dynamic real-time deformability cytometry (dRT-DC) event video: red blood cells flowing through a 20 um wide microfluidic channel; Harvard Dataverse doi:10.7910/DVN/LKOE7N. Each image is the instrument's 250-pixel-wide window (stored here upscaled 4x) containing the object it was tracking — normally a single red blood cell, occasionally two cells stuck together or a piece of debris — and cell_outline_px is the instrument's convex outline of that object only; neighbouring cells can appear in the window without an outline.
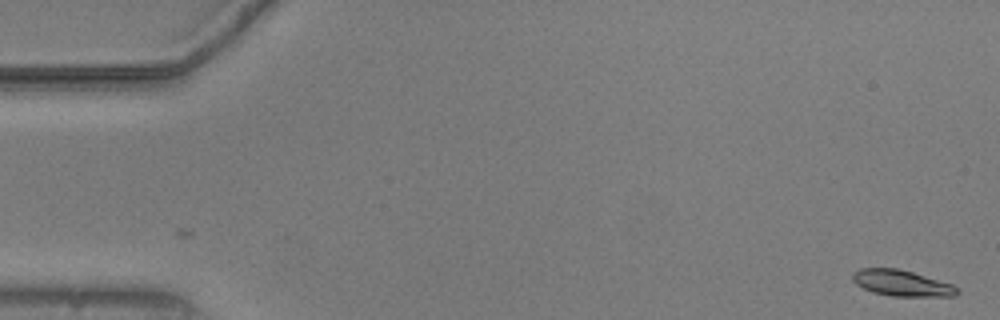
{"species": "common noctule bat (a hibernating species)", "species_latin": "Nyctalus noctula", "temperature_condition": "warm", "stored_images_in_passage": 54, "camera_frame_rate_fps": 3000, "um_per_image_px": 0.085, "animal": {"sex": "male", "body_mass_g": 20.5, "forearm_length_mm": 52.5}, "frame": {"image": 1, "passage_image": 1, "time_ms": 0.0, "image_size_px": [1000, 320], "cell_outline_px": [[960, 292], [956, 296], [892, 296], [872, 292], [856, 284], [852, 280], [852, 272], [860, 268], [896, 268], [912, 272], [952, 284], [960, 288]], "centroid_in_image_um": [76.65, 24.06], "position_along_channel_um": 8.3, "area_um2": 15.9}}
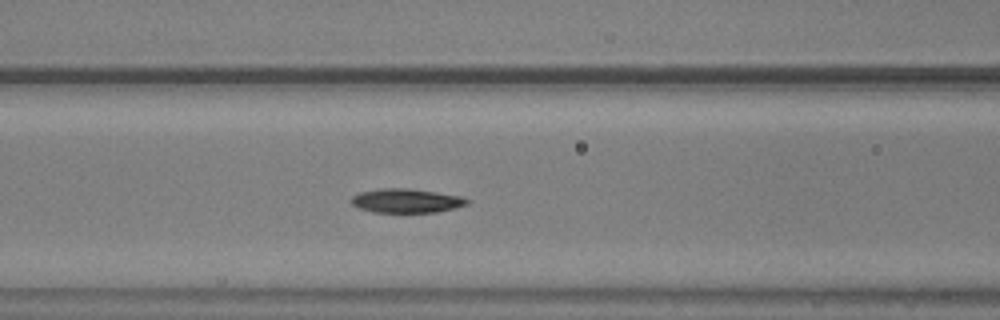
{"frame": {"image": 2, "passage_image": 22, "time_ms": 7.0, "image_size_px": [1000, 320], "cell_outline_px": [[468, 204], [436, 212], [372, 212], [360, 208], [352, 204], [348, 200], [352, 196], [360, 192], [376, 188], [408, 188], [436, 192], [460, 196], [468, 200]], "centroid_in_image_um": [34.46, 17.05], "position_along_channel_um": 132.1, "area_um2": 16.18}}
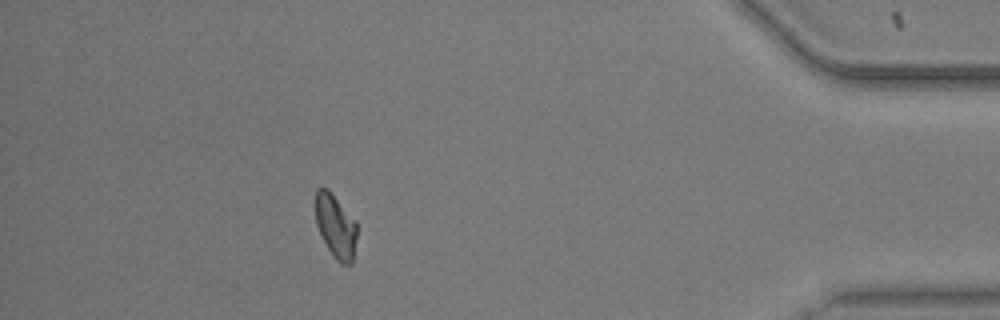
{"frame": {"image": 3, "passage_image": 48, "time_ms": 15.667, "image_size_px": [1000, 320], "cell_outline_px": [[356, 236], [352, 264], [340, 264], [336, 260], [328, 248], [316, 224], [316, 188], [328, 188], [356, 220]], "centroid_in_image_um": [28.54, 19.21], "position_along_channel_um": 406.7, "area_um2": 15.26}, "authors_computed_cell_mechanics": {"area_um2": 16.0106, "velocity_mm_per_s": 3.751, "shape_relaxation_time_tau1_ms": 7.4089, "shape_relaxation_time_tau2_ms": null, "deformation_change_tau1": 0.1682, "deformation_change_tau2": null}}